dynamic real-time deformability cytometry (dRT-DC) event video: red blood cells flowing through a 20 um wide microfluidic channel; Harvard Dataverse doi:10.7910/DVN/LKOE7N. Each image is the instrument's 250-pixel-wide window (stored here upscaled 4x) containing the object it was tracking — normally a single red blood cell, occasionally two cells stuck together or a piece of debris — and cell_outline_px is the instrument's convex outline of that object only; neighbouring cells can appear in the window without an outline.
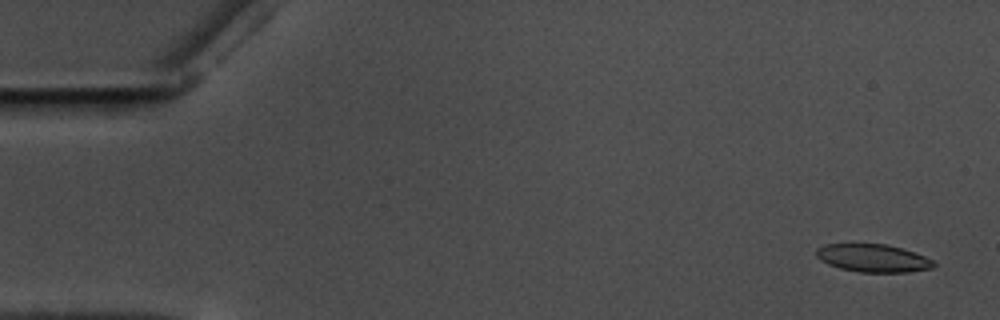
{"species": "common noctule bat (a hibernating species)", "species_latin": "Nyctalus noctula", "temperature_condition": "warm", "stored_images_in_passage": 58, "camera_frame_rate_fps": 3000, "um_per_image_px": 0.085, "animal": {"sex": "male", "body_mass_g": 17.5, "forearm_length_mm": 52.3}, "frame": {"image": 1, "passage_image": 3, "time_ms": 0.667, "image_size_px": [1000, 320], "cell_outline_px": [[936, 264], [932, 268], [908, 272], [860, 272], [840, 268], [828, 264], [816, 256], [816, 248], [824, 244], [888, 244], [924, 256], [932, 260]], "centroid_in_image_um": [74.18, 21.94], "position_along_channel_um": 10.8, "area_um2": 18.9}}
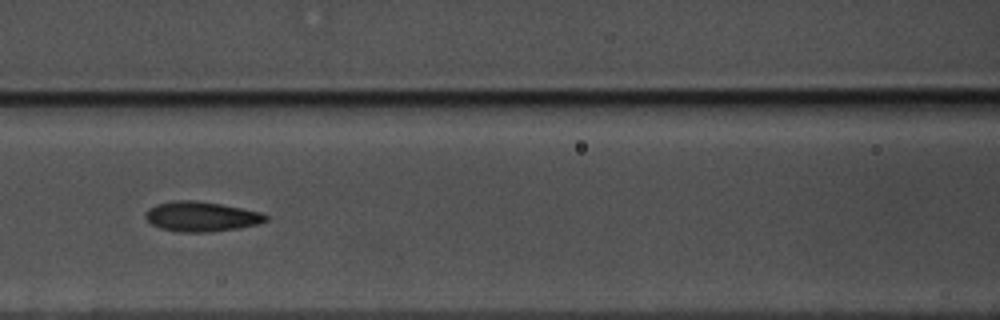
{"frame": {"image": 2, "passage_image": 26, "time_ms": 8.333, "image_size_px": [1000, 320], "cell_outline_px": [[268, 220], [256, 224], [240, 228], [208, 232], [180, 232], [160, 228], [152, 224], [144, 216], [148, 208], [156, 204], [176, 200], [196, 200], [220, 204], [260, 212], [268, 216]], "centroid_in_image_um": [17.09, 18.4], "position_along_channel_um": 149.5, "area_um2": 20.87}}
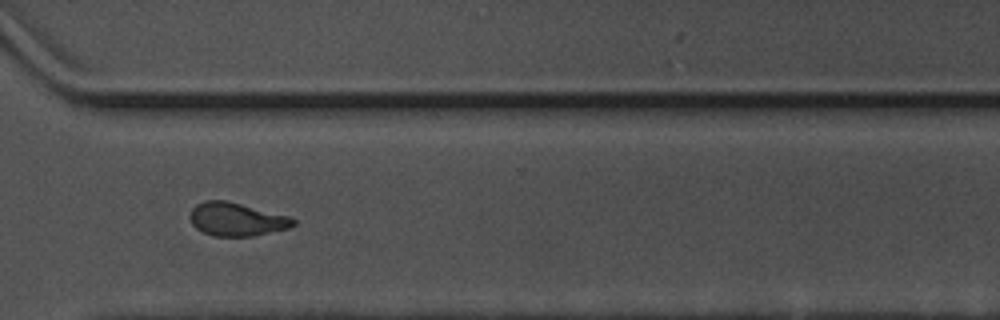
{"frame": {"image": 3, "passage_image": 43, "time_ms": 14.0, "image_size_px": [1000, 320], "cell_outline_px": [[296, 224], [288, 228], [252, 236], [212, 236], [196, 228], [192, 224], [192, 208], [196, 204], [204, 200], [228, 200], [288, 216], [296, 220]], "centroid_in_image_um": [20.11, 18.63], "position_along_channel_um": 350.5, "area_um2": 19.88}, "authors_computed_cell_mechanics": {"area_um2": 20.2011, "velocity_mm_per_s": 3.5592, "shape_relaxation_time_tau1_ms": null, "shape_relaxation_time_tau2_ms": 2.4401, "deformation_change_tau1": null, "deformation_change_tau2": 0.0845}}